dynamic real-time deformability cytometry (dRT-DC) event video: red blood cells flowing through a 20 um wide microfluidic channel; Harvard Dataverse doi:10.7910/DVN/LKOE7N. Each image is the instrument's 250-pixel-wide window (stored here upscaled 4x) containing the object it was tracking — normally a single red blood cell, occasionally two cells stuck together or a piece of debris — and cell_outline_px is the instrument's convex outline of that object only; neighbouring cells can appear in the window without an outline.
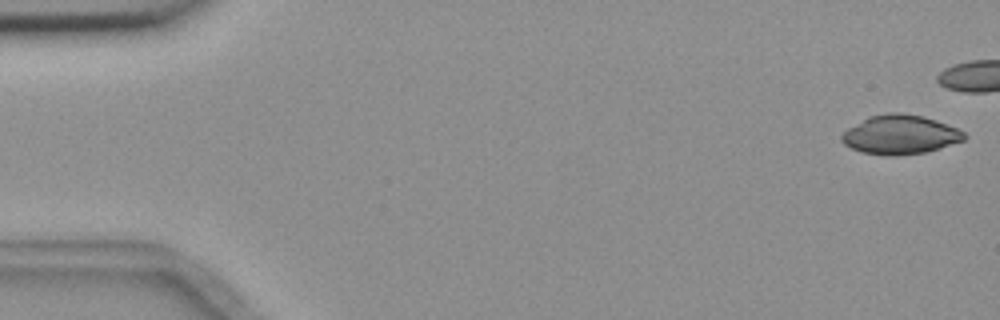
{"species": "common noctule bat (a hibernating species)", "species_latin": "Nyctalus noctula", "temperature_condition": "room temperature", "stored_images_in_passage": 6, "camera_frame_rate_fps": 3000, "um_per_image_px": 0.085, "animal": {"sex": "female", "body_mass_g": 18.4}, "frame": {"image": 1, "passage_image": 1, "time_ms": 0.0, "image_size_px": [1000, 320], "cell_outline_px": [[968, 136], [964, 140], [928, 152], [896, 156], [888, 156], [860, 152], [844, 144], [840, 140], [840, 136], [848, 128], [868, 116], [888, 112], [900, 112], [924, 116], [936, 120], [956, 128], [964, 132]], "centroid_in_image_um": [76.5, 11.45], "position_along_channel_um": 8.5, "area_um2": 28.21}}
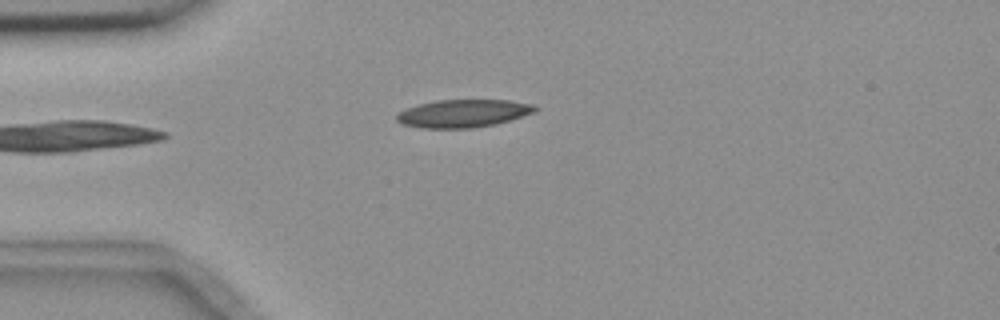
{"frame": {"image": 2, "passage_image": 6, "time_ms": 5.667, "image_size_px": [1000, 320], "cell_outline_px": [[540, 108], [536, 112], [496, 124], [472, 128], [420, 128], [404, 124], [396, 120], [396, 116], [400, 112], [408, 108], [420, 104], [436, 100], [508, 100], [536, 104]], "centroid_in_image_um": [39.45, 9.64], "position_along_channel_um": 45.6, "area_um2": 22.48}}